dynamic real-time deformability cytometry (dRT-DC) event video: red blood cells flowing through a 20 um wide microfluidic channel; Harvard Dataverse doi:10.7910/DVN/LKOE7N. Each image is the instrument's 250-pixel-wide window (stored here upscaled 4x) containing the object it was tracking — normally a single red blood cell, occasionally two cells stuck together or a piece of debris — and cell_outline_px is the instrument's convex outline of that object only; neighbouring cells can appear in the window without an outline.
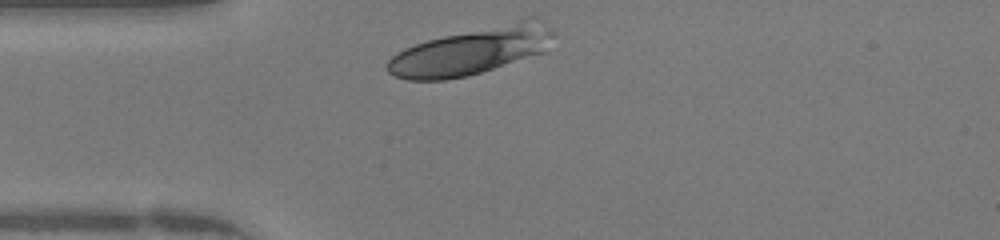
{"species": "human", "species_latin": "Homo sapiens", "temperature_condition": "warm", "stored_images_in_passage": 27, "camera_frame_rate_fps": 3000, "um_per_image_px": 0.085, "donor": {"sex": "female"}, "frame": {"image": 1, "passage_image": 1, "time_ms": 0.0, "image_size_px": [1000, 240], "cell_outline_px": [[552, 36], [544, 52], [468, 76], [444, 80], [408, 80], [396, 76], [388, 72], [388, 60], [392, 56], [416, 44], [428, 40], [524, 16], [536, 16], [552, 32]], "centroid_in_image_um": [40.12, 4.3], "position_along_channel_um": 44.9, "area_um2": 45.49}}
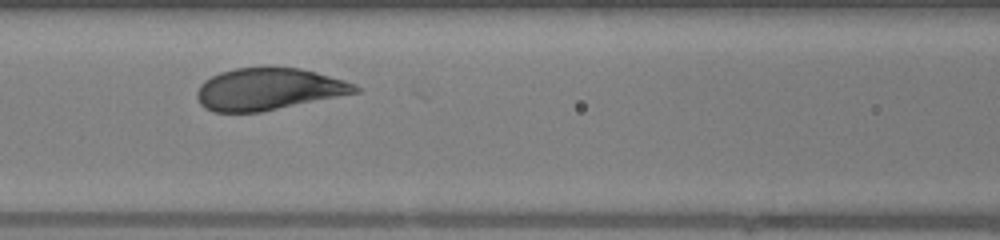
{"frame": {"image": 2, "passage_image": 9, "time_ms": 2.667, "image_size_px": [1000, 240], "cell_outline_px": [[360, 92], [260, 112], [212, 112], [204, 108], [200, 104], [196, 96], [196, 92], [200, 84], [204, 80], [220, 72], [236, 68], [300, 68], [316, 72], [344, 80], [356, 84], [360, 88]], "centroid_in_image_um": [22.8, 7.58], "position_along_channel_um": 143.8, "area_um2": 38.55}}
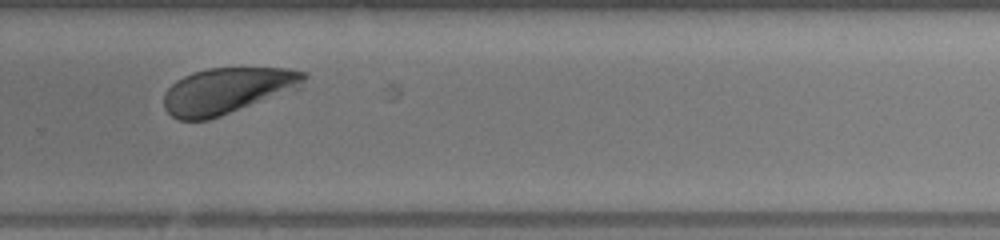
{"frame": {"image": 3, "passage_image": 21, "time_ms": 6.667, "image_size_px": [1000, 240], "cell_outline_px": [[308, 76], [300, 88], [296, 92], [208, 120], [180, 120], [172, 116], [164, 108], [164, 92], [176, 80], [192, 72], [208, 68], [288, 68], [308, 72]], "centroid_in_image_um": [19.41, 7.71], "position_along_channel_um": 310.4, "area_um2": 38.55}}